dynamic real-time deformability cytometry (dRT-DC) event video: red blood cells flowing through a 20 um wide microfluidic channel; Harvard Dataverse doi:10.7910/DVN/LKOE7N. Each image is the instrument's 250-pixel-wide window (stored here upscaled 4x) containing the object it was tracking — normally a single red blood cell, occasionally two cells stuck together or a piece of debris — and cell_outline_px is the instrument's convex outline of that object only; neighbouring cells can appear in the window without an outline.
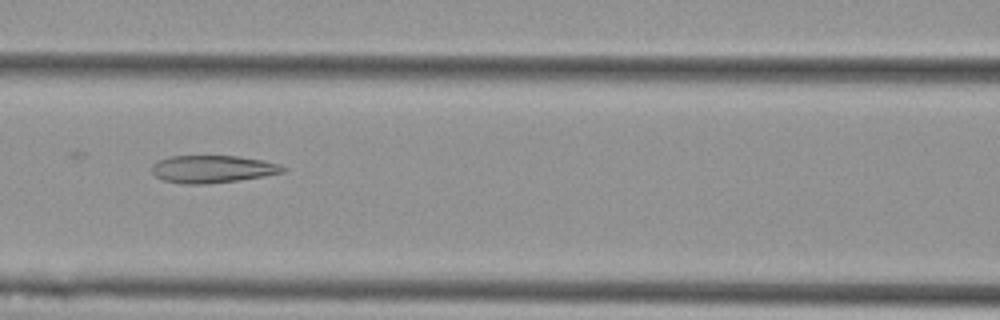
{"species": "Egyptian fruit bat (a non-hibernating species)", "species_latin": "Rousettus aegyptiacus", "temperature_condition": "cold", "stored_images_in_passage": 10, "camera_frame_rate_fps": 3000, "um_per_image_px": 0.085, "animal": {"sex": "female"}, "frame": {"image": 1, "passage_image": 7, "time_ms": 2.0, "image_size_px": [1000, 320], "cell_outline_px": [[288, 168], [284, 172], [264, 176], [236, 180], [204, 184], [184, 184], [164, 180], [156, 176], [152, 172], [152, 164], [156, 160], [168, 156], [236, 156], [264, 160], [280, 164]], "centroid_in_image_um": [18.06, 14.36], "position_along_channel_um": 148.5, "area_um2": 21.04}}
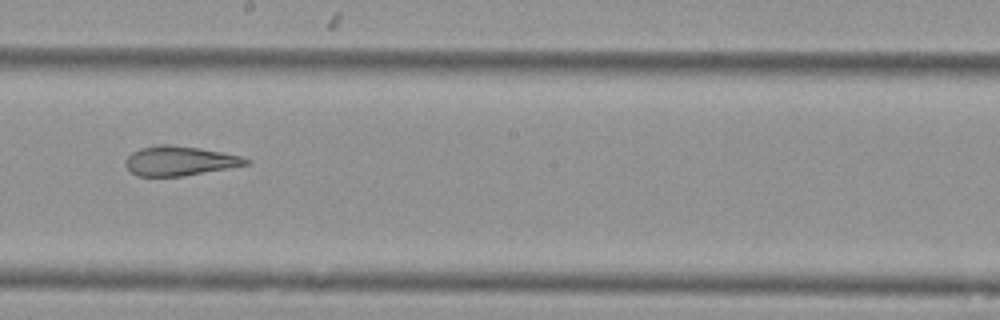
{"frame": {"image": 2, "passage_image": 9, "time_ms": 2.667, "image_size_px": [1000, 320], "cell_outline_px": [[252, 164], [184, 176], [136, 176], [124, 164], [124, 160], [132, 152], [140, 148], [156, 144], [168, 144], [200, 148], [240, 156], [252, 160]], "centroid_in_image_um": [15.27, 13.67], "position_along_channel_um": 232.9, "area_um2": 20.87}}
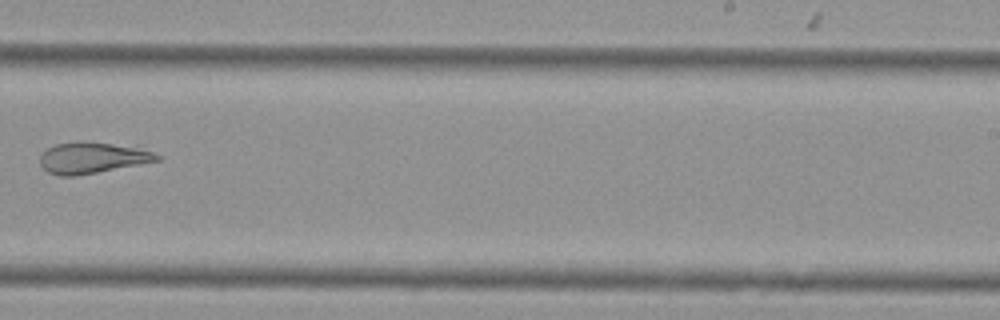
{"frame": {"image": 3, "passage_image": 10, "time_ms": 3.0, "image_size_px": [1000, 320], "cell_outline_px": [[164, 156], [160, 160], [76, 176], [60, 176], [48, 172], [40, 164], [40, 156], [48, 148], [56, 144], [76, 140], [144, 144]], "centroid_in_image_um": [8.03, 13.34], "position_along_channel_um": 281.0, "area_um2": 22.48}}